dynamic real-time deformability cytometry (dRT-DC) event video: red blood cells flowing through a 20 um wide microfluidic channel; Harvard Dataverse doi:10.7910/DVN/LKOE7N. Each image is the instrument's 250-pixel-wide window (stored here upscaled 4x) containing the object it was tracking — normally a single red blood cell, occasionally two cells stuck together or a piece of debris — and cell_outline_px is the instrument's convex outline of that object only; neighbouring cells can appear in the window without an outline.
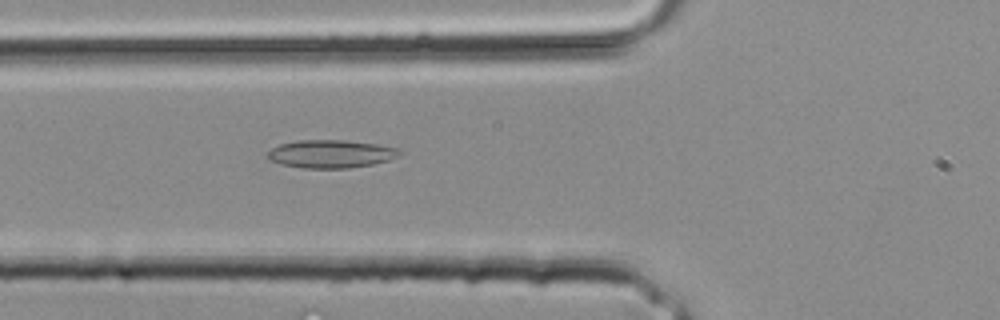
{"species": "common noctule bat (a hibernating species)", "species_latin": "Nyctalus noctula", "temperature_condition": "room temperature", "stored_images_in_passage": 4, "camera_frame_rate_fps": 3000, "um_per_image_px": 0.085, "animal": {"sex": "male", "body_mass_g": 20.4}, "frame": {"image": 1, "passage_image": 2, "time_ms": 0.333, "image_size_px": [1000, 320], "cell_outline_px": [[404, 152], [388, 160], [372, 164], [348, 168], [304, 168], [280, 164], [268, 160], [268, 152], [272, 148], [280, 144], [296, 140], [344, 140], [376, 144], [396, 148]], "centroid_in_image_um": [28.09, 13.08], "position_along_channel_um": 97.7, "area_um2": 21.44}}
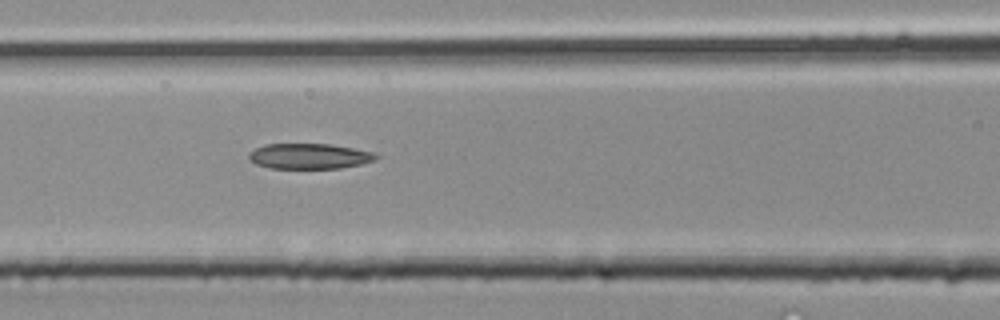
{"frame": {"image": 2, "passage_image": 4, "time_ms": 1.0, "image_size_px": [1000, 320], "cell_outline_px": [[380, 156], [376, 160], [360, 164], [340, 168], [268, 168], [256, 164], [248, 156], [248, 152], [264, 144], [332, 144], [372, 152]], "centroid_in_image_um": [26.29, 13.27], "position_along_channel_um": 140.3, "area_um2": 18.79}}